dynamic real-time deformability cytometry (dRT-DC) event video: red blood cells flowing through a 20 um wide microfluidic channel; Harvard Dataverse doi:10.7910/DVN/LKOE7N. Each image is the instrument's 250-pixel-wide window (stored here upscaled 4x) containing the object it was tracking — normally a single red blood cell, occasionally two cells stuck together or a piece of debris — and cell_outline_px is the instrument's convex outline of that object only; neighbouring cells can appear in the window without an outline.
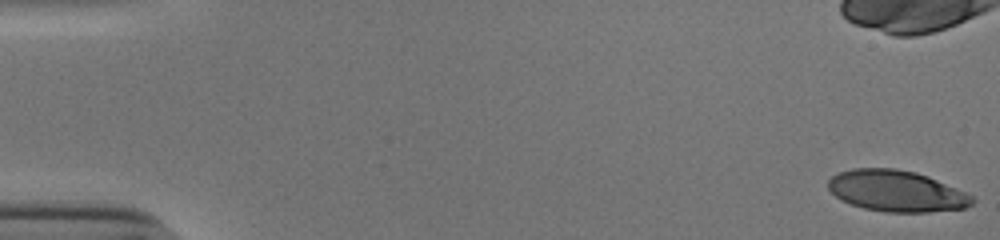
{"species": "human", "species_latin": "Homo sapiens", "temperature_condition": "cold", "stored_images_in_passage": 31, "camera_frame_rate_fps": 3000, "um_per_image_px": 0.085, "donor": {"sex": "male"}, "frame": {"image": 1, "passage_image": 1, "time_ms": 0.0, "image_size_px": [1000, 240], "cell_outline_px": [[976, 200], [972, 204], [964, 208], [928, 212], [884, 212], [864, 208], [840, 200], [828, 188], [828, 180], [832, 176], [840, 172], [852, 168], [896, 168], [916, 172], [928, 176], [964, 192], [972, 196]], "centroid_in_image_um": [76.18, 16.23], "position_along_channel_um": 8.8, "area_um2": 34.51}}